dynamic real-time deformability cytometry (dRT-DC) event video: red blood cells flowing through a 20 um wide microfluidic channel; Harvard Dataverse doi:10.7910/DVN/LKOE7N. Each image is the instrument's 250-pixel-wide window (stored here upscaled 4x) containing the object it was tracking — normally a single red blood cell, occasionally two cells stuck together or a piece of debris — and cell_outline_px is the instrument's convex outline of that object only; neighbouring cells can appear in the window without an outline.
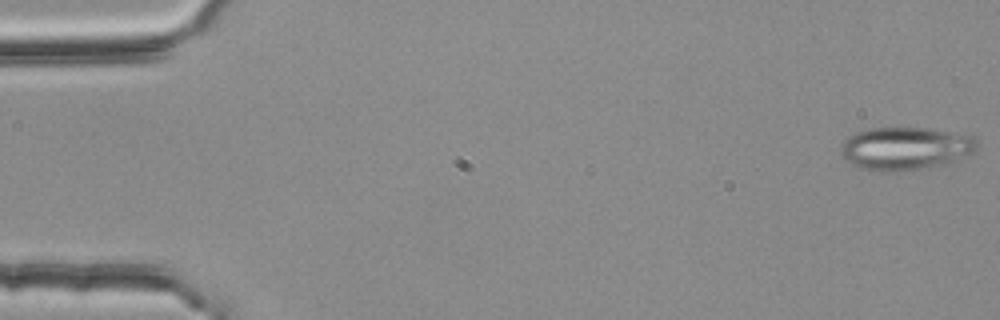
{"species": "common noctule bat (a hibernating species)", "species_latin": "Nyctalus noctula", "temperature_condition": "room temperature", "stored_images_in_passage": 54, "camera_frame_rate_fps": 3000, "um_per_image_px": 0.085, "animal": {"sex": "female", "body_mass_g": 25.1}, "frame": {"image": 1, "passage_image": 1, "time_ms": 0.0, "image_size_px": [1000, 320], "cell_outline_px": [[976, 148], [972, 152], [944, 164], [896, 172], [884, 172], [860, 168], [844, 160], [840, 152], [840, 148], [844, 140], [848, 136], [856, 132], [868, 128], [928, 128], [968, 132], [976, 136]], "centroid_in_image_um": [76.95, 12.59], "position_along_channel_um": 8.0, "area_um2": 34.45}}
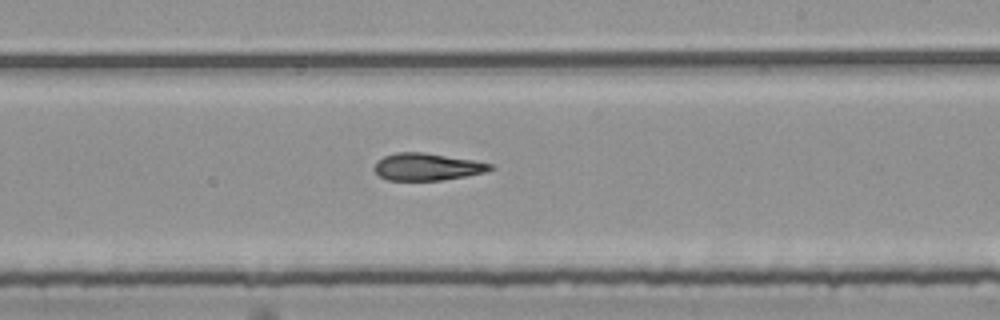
{"frame": {"image": 2, "passage_image": 32, "time_ms": 10.333, "image_size_px": [1000, 320], "cell_outline_px": [[496, 168], [484, 172], [464, 176], [440, 180], [388, 180], [380, 176], [376, 172], [376, 160], [384, 156], [396, 152], [424, 152], [476, 160], [492, 164]], "centroid_in_image_um": [36.33, 14.16], "position_along_channel_um": 252.7, "area_um2": 18.32}}
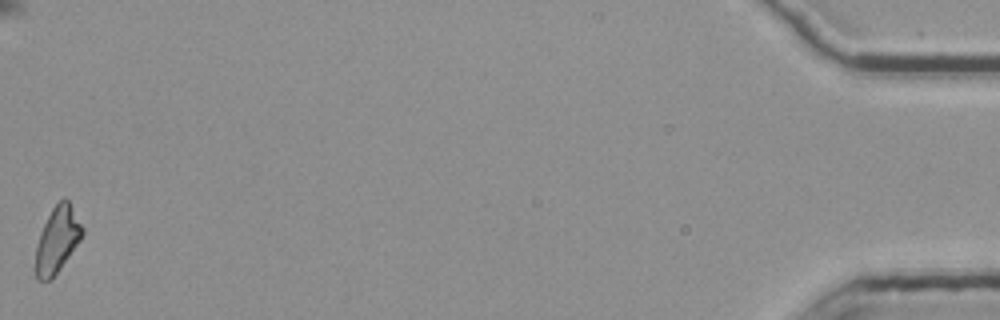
{"frame": {"image": 3, "passage_image": 54, "time_ms": 17.667, "image_size_px": [1000, 320], "cell_outline_px": [[84, 232], [80, 240], [52, 280], [36, 280], [36, 244], [40, 232], [52, 208], [64, 196], [68, 200], [84, 228]], "centroid_in_image_um": [4.87, 20.38], "position_along_channel_um": 430.3, "area_um2": 17.86}, "authors_computed_cell_mechanics": {"area_um2": 19.0162, "velocity_mm_per_s": 3.7984, "shape_relaxation_time_tau1_ms": null, "shape_relaxation_time_tau2_ms": 4.8249, "deformation_change_tau1": null, "deformation_change_tau2": 0.1533}}